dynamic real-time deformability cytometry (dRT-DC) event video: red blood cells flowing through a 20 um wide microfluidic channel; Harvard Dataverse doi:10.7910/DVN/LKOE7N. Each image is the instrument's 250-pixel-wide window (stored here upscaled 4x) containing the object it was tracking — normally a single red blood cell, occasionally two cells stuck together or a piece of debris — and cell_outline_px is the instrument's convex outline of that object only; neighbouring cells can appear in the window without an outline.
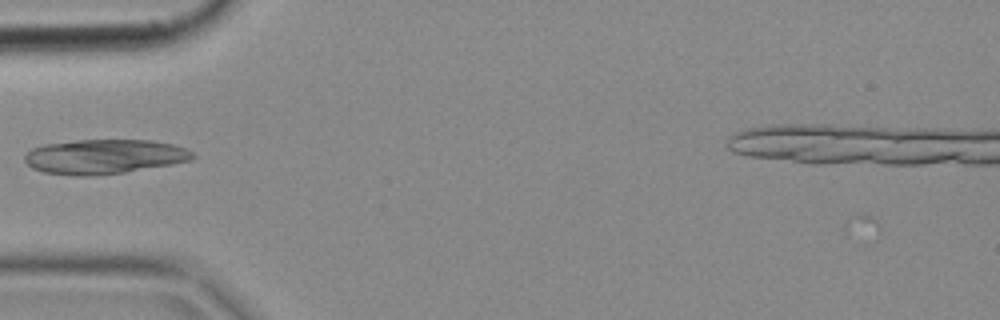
{"species": "common noctule bat (a hibernating species)", "species_latin": "Nyctalus noctula", "temperature_condition": "cold", "stored_images_in_passage": 1, "camera_frame_rate_fps": 3000, "um_per_image_px": 0.085, "animal": {"sex": "female", "body_mass_g": 18.4}, "frame": {"image": 1, "passage_image": 1, "time_ms": 0.0, "image_size_px": [1000, 320], "cell_outline_px": [[196, 156], [192, 160], [124, 172], [88, 176], [76, 176], [44, 172], [32, 168], [24, 160], [24, 156], [32, 148], [44, 144], [76, 140], [152, 140], [172, 144], [188, 148]], "centroid_in_image_um": [8.86, 13.3], "position_along_channel_um": 76.1, "area_um2": 33.76}}